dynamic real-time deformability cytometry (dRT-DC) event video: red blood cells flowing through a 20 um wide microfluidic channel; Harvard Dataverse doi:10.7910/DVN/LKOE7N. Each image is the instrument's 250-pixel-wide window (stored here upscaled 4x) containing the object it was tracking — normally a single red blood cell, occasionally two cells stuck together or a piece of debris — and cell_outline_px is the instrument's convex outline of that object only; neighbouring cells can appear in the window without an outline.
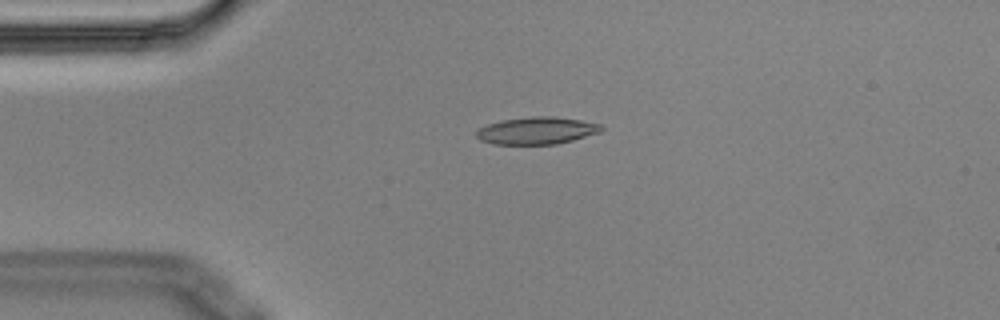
{"species": "Egyptian fruit bat (a non-hibernating species)", "species_latin": "Rousettus aegyptiacus", "temperature_condition": "cold", "stored_images_in_passage": 4, "camera_frame_rate_fps": 3000, "um_per_image_px": 0.085, "animal": {"sex": "male"}, "frame": {"image": 1, "passage_image": 4, "time_ms": 1.0, "image_size_px": [1000, 320], "cell_outline_px": [[604, 128], [600, 132], [572, 140], [556, 144], [492, 144], [480, 140], [476, 136], [476, 132], [480, 128], [488, 124], [500, 120], [532, 116], [552, 116], [580, 120], [604, 124]], "centroid_in_image_um": [45.64, 11.09], "position_along_channel_um": 39.4, "area_um2": 19.88}}